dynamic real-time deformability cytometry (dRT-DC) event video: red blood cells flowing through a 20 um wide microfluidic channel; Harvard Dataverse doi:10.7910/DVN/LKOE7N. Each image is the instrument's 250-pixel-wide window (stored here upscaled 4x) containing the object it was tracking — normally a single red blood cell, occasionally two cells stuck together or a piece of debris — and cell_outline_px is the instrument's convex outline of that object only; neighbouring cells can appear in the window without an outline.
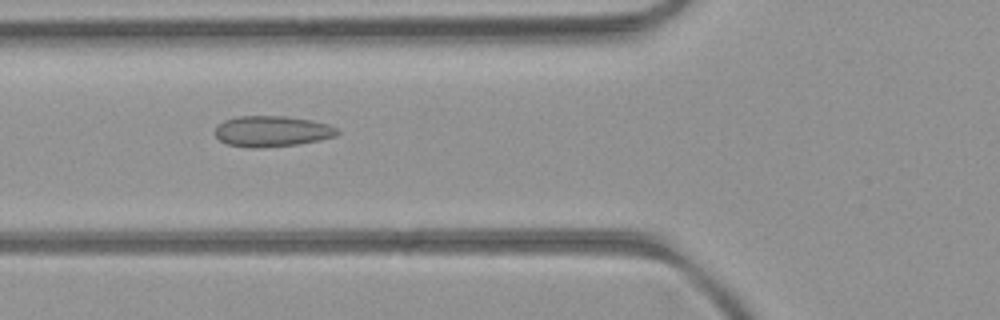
{"species": "common noctule bat (a hibernating species)", "species_latin": "Nyctalus noctula", "temperature_condition": "room temperature", "stored_images_in_passage": 44, "camera_frame_rate_fps": 3000, "um_per_image_px": 0.085, "animal": {"sex": "female", "body_mass_g": 21.9}, "frame": {"image": 1, "passage_image": 12, "time_ms": 3.667, "image_size_px": [1000, 320], "cell_outline_px": [[340, 132], [336, 136], [320, 140], [296, 144], [256, 148], [252, 148], [228, 144], [220, 140], [216, 136], [216, 128], [224, 120], [236, 116], [284, 116], [312, 120], [328, 124], [336, 128]], "centroid_in_image_um": [23.14, 11.15], "position_along_channel_um": 102.7, "area_um2": 21.79}}
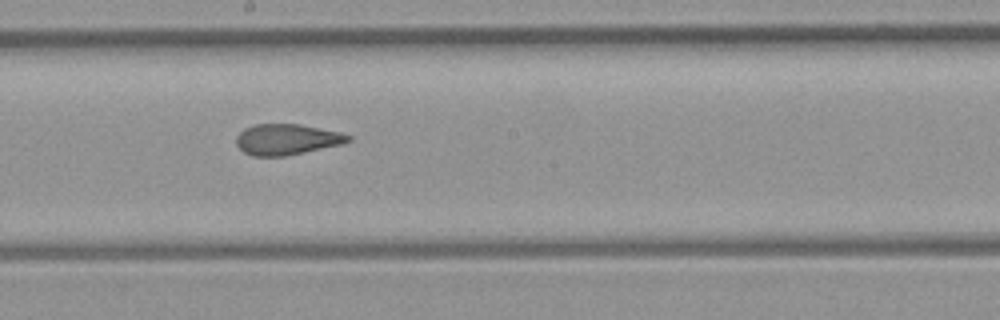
{"frame": {"image": 2, "passage_image": 21, "time_ms": 6.667, "image_size_px": [1000, 320], "cell_outline_px": [[352, 140], [340, 144], [304, 152], [284, 156], [252, 156], [244, 152], [236, 144], [236, 136], [244, 128], [256, 124], [300, 124], [340, 132], [352, 136]], "centroid_in_image_um": [24.36, 11.84], "position_along_channel_um": 223.8, "area_um2": 20.0}}
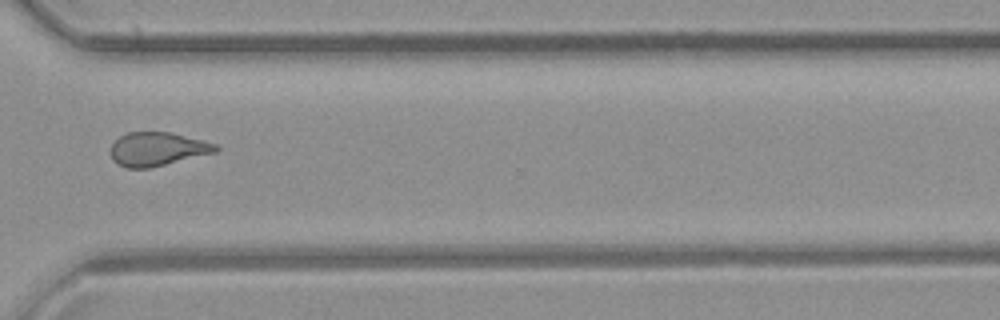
{"frame": {"image": 3, "passage_image": 31, "time_ms": 10.0, "image_size_px": [1000, 320], "cell_outline_px": [[220, 148], [216, 152], [148, 168], [124, 168], [116, 164], [112, 160], [112, 144], [120, 136], [128, 132], [172, 132], [220, 144]], "centroid_in_image_um": [13.41, 12.66], "position_along_channel_um": 357.2, "area_um2": 20.69}, "authors_computed_cell_mechanics": {"area_um2": 21.097, "velocity_mm_per_s": 4.0096, "shape_relaxation_time_tau1_ms": null, "shape_relaxation_time_tau2_ms": 1.6429, "deformation_change_tau1": null, "deformation_change_tau2": 0.085}}